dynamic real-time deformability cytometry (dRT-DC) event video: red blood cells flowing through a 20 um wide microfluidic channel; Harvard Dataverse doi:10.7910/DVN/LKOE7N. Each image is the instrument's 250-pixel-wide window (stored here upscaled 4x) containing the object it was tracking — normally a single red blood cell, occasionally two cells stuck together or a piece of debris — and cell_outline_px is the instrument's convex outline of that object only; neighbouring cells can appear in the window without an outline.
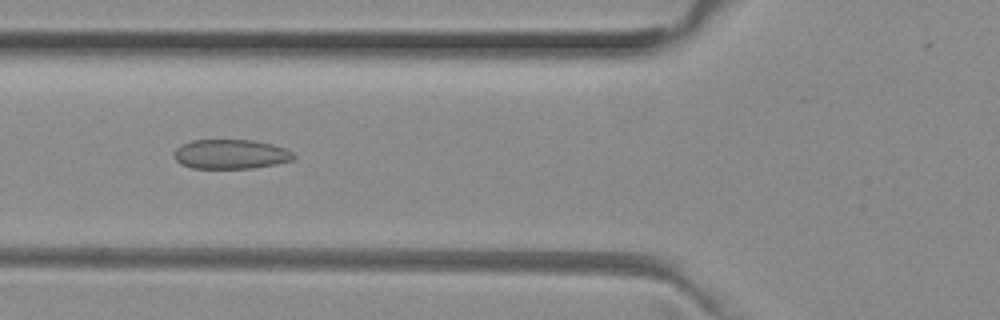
{"species": "common noctule bat (a hibernating species)", "species_latin": "Nyctalus noctula", "temperature_condition": "room temperature", "stored_images_in_passage": 33, "camera_frame_rate_fps": 3000, "um_per_image_px": 0.085, "animal": {"sex": "female", "body_mass_g": 29.2, "forearm_length_mm": 56.3}, "frame": {"image": 1, "passage_image": 9, "time_ms": 2.667, "image_size_px": [1000, 320], "cell_outline_px": [[296, 156], [292, 160], [276, 164], [252, 168], [192, 168], [180, 164], [176, 160], [176, 148], [192, 140], [252, 140], [272, 144], [284, 148], [292, 152]], "centroid_in_image_um": [19.63, 13.11], "position_along_channel_um": 106.2, "area_um2": 20.35}}
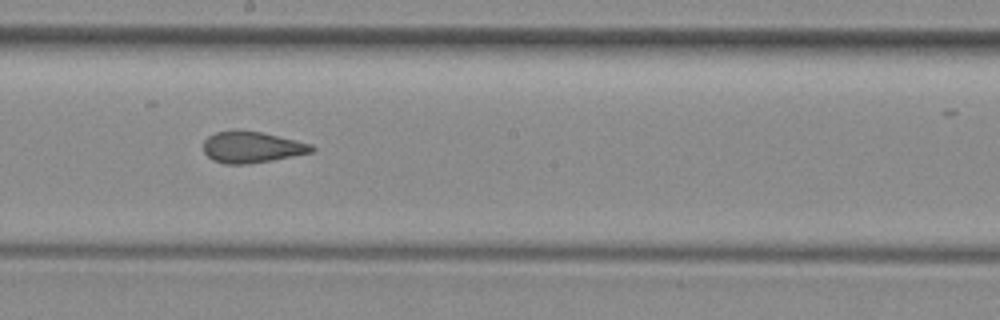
{"frame": {"image": 2, "passage_image": 18, "time_ms": 5.667, "image_size_px": [1000, 320], "cell_outline_px": [[316, 148], [312, 152], [272, 160], [248, 164], [224, 164], [212, 160], [204, 152], [204, 140], [208, 136], [216, 132], [260, 132], [296, 140], [312, 144]], "centroid_in_image_um": [21.41, 12.54], "position_along_channel_um": 226.8, "area_um2": 19.31}}
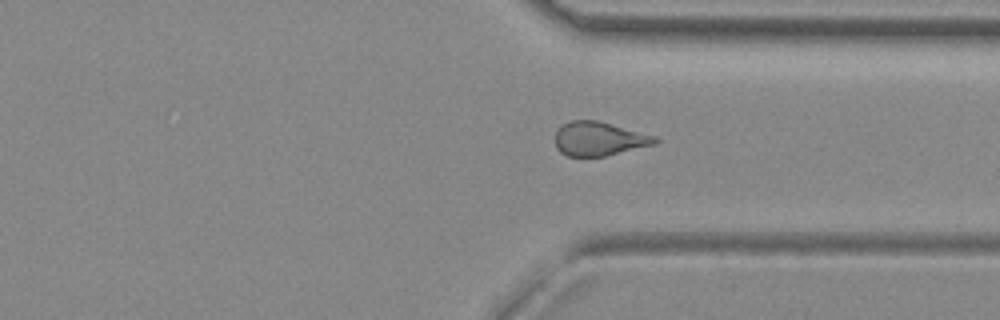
{"frame": {"image": 3, "passage_image": 28, "time_ms": 9.0, "image_size_px": [1000, 320], "cell_outline_px": [[660, 140], [656, 144], [604, 156], [568, 156], [560, 152], [556, 148], [556, 132], [564, 124], [572, 120], [596, 120], [656, 136]], "centroid_in_image_um": [50.93, 11.8], "position_along_channel_um": 360.5, "area_um2": 19.54}}